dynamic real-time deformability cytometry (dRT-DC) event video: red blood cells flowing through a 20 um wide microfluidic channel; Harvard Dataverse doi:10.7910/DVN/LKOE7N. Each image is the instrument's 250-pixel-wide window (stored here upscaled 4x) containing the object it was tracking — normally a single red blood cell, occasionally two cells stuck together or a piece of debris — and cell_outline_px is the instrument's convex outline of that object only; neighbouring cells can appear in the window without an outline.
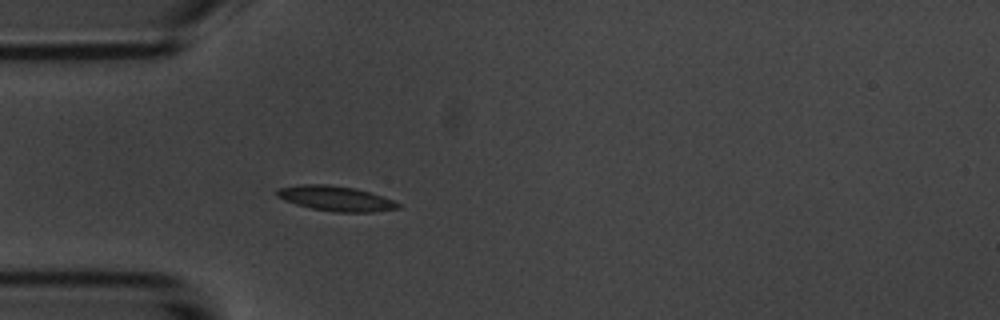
{"species": "common noctule bat (a hibernating species)", "species_latin": "Nyctalus noctula", "temperature_condition": "room temperature", "stored_images_in_passage": 4, "camera_frame_rate_fps": 3000, "um_per_image_px": 0.085, "animal": {"sex": "male", "body_mass_g": 20.1, "forearm_length_mm": 53.5}, "frame": {"image": 1, "passage_image": 4, "time_ms": 3.667, "image_size_px": [1000, 320], "cell_outline_px": [[400, 208], [372, 212], [336, 212], [312, 208], [296, 204], [284, 200], [276, 196], [276, 192], [280, 188], [304, 184], [328, 184], [356, 188], [392, 200], [400, 204]], "centroid_in_image_um": [28.53, 16.87], "position_along_channel_um": 56.5, "area_um2": 17.4}}